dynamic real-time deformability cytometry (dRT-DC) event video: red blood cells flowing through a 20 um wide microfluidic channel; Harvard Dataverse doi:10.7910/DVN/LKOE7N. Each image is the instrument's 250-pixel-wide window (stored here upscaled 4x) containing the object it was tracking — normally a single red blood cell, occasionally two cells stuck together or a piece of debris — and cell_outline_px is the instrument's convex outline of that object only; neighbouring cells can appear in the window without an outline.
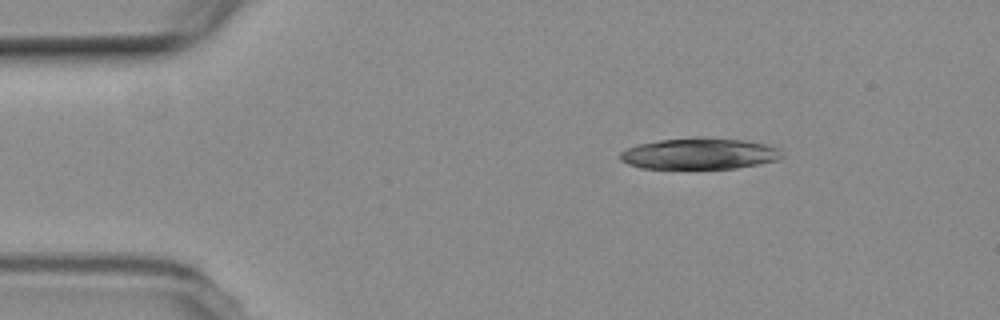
{"species": "common noctule bat (a hibernating species)", "species_latin": "Nyctalus noctula", "temperature_condition": "room temperature", "stored_images_in_passage": 4, "camera_frame_rate_fps": 3000, "um_per_image_px": 0.085, "animal": {"sex": "female", "body_mass_g": 19.3, "forearm_length_mm": 54.1}, "frame": {"image": 1, "passage_image": 1, "time_ms": 0.0, "image_size_px": [1000, 320], "cell_outline_px": [[784, 156], [776, 160], [736, 168], [640, 168], [628, 164], [620, 160], [620, 152], [624, 148], [636, 144], [660, 140], [700, 136], [744, 140], [764, 144], [780, 148], [784, 152]], "centroid_in_image_um": [59.43, 13.04], "position_along_channel_um": 25.6, "area_um2": 29.71}}
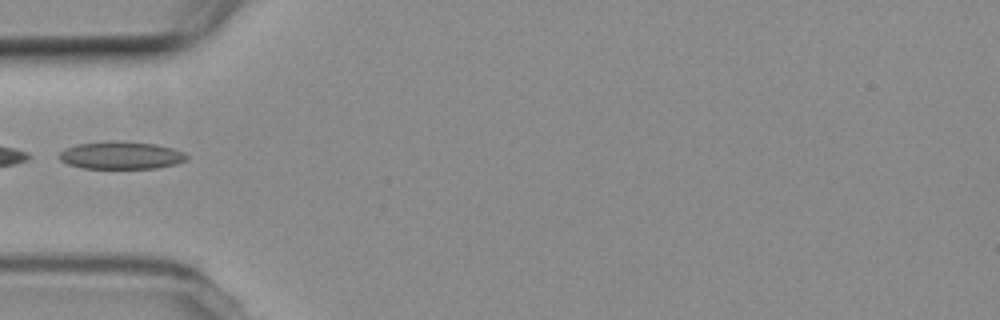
{"frame": {"image": 2, "passage_image": 4, "time_ms": 3.333, "image_size_px": [1000, 320], "cell_outline_px": [[188, 160], [176, 164], [156, 168], [84, 168], [68, 164], [60, 160], [56, 156], [64, 148], [76, 144], [112, 140], [120, 140], [156, 144], [172, 148], [184, 152], [188, 156]], "centroid_in_image_um": [10.28, 13.19], "position_along_channel_um": 74.7, "area_um2": 20.81}}